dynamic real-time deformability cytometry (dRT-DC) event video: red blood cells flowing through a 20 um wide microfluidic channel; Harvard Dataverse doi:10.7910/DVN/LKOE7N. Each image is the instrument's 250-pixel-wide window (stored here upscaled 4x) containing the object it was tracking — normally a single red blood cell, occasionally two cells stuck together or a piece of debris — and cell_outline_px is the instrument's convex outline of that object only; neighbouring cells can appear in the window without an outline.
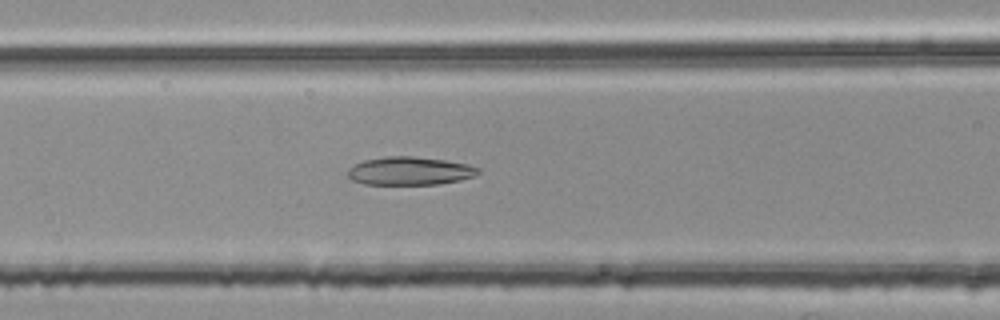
{"species": "common noctule bat (a hibernating species)", "species_latin": "Nyctalus noctula", "temperature_condition": "room temperature", "stored_images_in_passage": 24, "camera_frame_rate_fps": 3000, "um_per_image_px": 0.085, "animal": {"sex": "female", "body_mass_g": 25.1}, "frame": {"image": 1, "passage_image": 14, "time_ms": 4.333, "image_size_px": [1000, 320], "cell_outline_px": [[480, 172], [476, 176], [460, 180], [440, 184], [364, 184], [352, 180], [348, 176], [348, 168], [364, 160], [388, 156], [412, 156], [444, 160], [468, 164], [480, 168]], "centroid_in_image_um": [34.86, 14.53], "position_along_channel_um": 131.7, "area_um2": 21.44}}
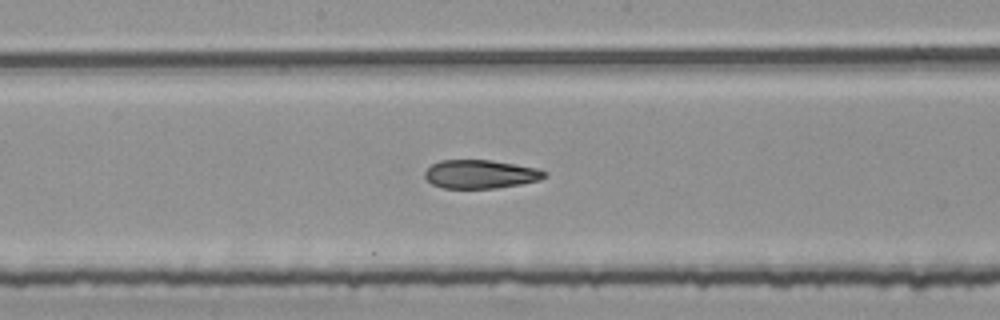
{"frame": {"image": 2, "passage_image": 20, "time_ms": 6.333, "image_size_px": [1000, 320], "cell_outline_px": [[548, 176], [540, 180], [520, 184], [496, 188], [444, 188], [432, 184], [424, 176], [424, 172], [432, 164], [440, 160], [492, 160], [536, 168], [548, 172]], "centroid_in_image_um": [40.85, 14.8], "position_along_channel_um": 207.3, "area_um2": 19.94}}
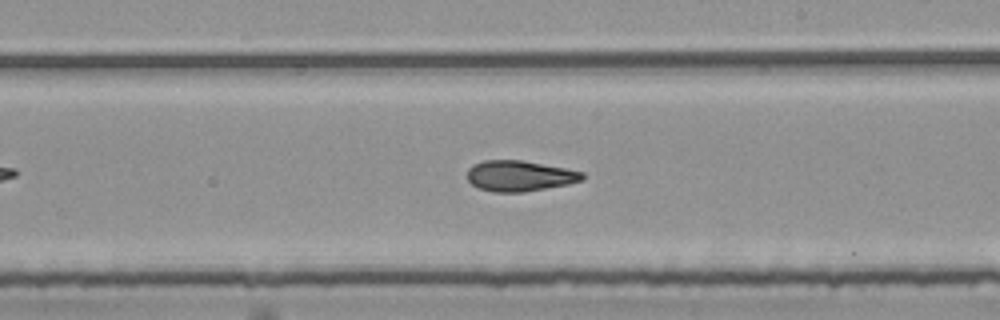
{"frame": {"image": 3, "passage_image": 23, "time_ms": 7.333, "image_size_px": [1000, 320], "cell_outline_px": [[584, 180], [568, 184], [524, 192], [492, 192], [480, 188], [472, 184], [468, 180], [468, 168], [472, 164], [484, 160], [520, 160], [564, 168], [584, 172]], "centroid_in_image_um": [44.16, 14.95], "position_along_channel_um": 244.8, "area_um2": 20.52}}